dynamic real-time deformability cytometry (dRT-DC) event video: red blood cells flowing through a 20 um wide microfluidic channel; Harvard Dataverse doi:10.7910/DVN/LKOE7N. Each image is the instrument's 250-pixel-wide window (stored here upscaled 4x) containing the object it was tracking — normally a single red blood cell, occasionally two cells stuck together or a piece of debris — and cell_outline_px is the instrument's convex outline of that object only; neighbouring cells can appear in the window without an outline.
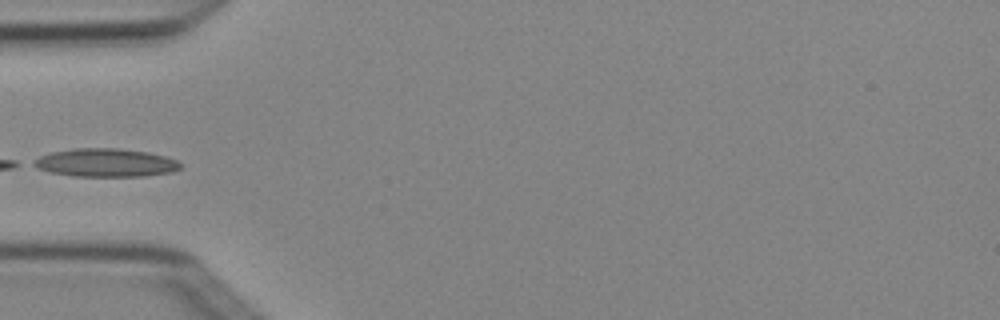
{"species": "Egyptian fruit bat (a non-hibernating species)", "species_latin": "Rousettus aegyptiacus", "temperature_condition": "cold", "stored_images_in_passage": 4, "camera_frame_rate_fps": 3000, "um_per_image_px": 0.085, "animal": {"sex": "female"}, "frame": {"image": 1, "passage_image": 4, "time_ms": 1.0, "image_size_px": [1000, 320], "cell_outline_px": [[180, 168], [172, 172], [144, 176], [72, 176], [52, 172], [36, 168], [28, 164], [32, 160], [40, 156], [52, 152], [72, 148], [116, 148], [148, 152], [164, 156], [176, 160], [180, 164]], "centroid_in_image_um": [8.92, 13.83], "position_along_channel_um": 76.1, "area_um2": 24.22}}